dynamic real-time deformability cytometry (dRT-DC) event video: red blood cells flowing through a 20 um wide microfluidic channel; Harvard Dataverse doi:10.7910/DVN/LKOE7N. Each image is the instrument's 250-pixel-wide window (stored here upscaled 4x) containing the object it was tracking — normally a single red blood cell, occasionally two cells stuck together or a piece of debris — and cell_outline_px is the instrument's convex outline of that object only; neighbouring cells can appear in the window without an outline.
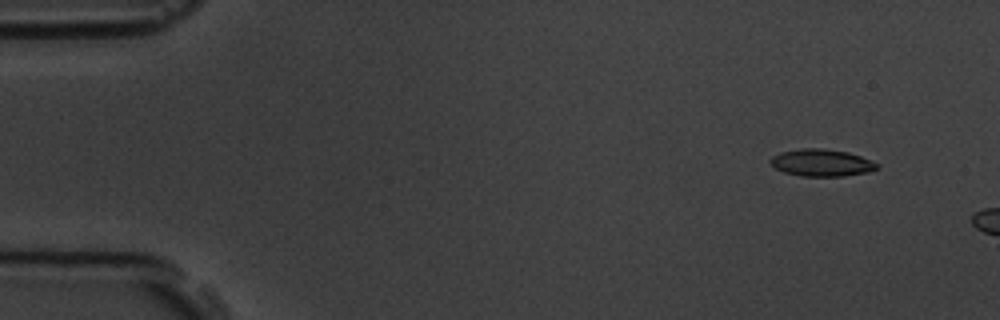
{"species": "common noctule bat (a hibernating species)", "species_latin": "Nyctalus noctula", "temperature_condition": "room temperature", "stored_images_in_passage": 4, "camera_frame_rate_fps": 3000, "um_per_image_px": 0.085, "animal": {"sex": "male", "body_mass_g": 19.5, "forearm_length_mm": 54.6}, "frame": {"image": 1, "passage_image": 2, "time_ms": 1.0, "image_size_px": [1000, 320], "cell_outline_px": [[880, 168], [868, 172], [844, 176], [800, 176], [784, 172], [776, 168], [768, 160], [772, 156], [780, 152], [800, 148], [820, 148], [848, 152], [872, 160], [880, 164]], "centroid_in_image_um": [69.86, 13.83], "position_along_channel_um": 15.1, "area_um2": 16.99}}